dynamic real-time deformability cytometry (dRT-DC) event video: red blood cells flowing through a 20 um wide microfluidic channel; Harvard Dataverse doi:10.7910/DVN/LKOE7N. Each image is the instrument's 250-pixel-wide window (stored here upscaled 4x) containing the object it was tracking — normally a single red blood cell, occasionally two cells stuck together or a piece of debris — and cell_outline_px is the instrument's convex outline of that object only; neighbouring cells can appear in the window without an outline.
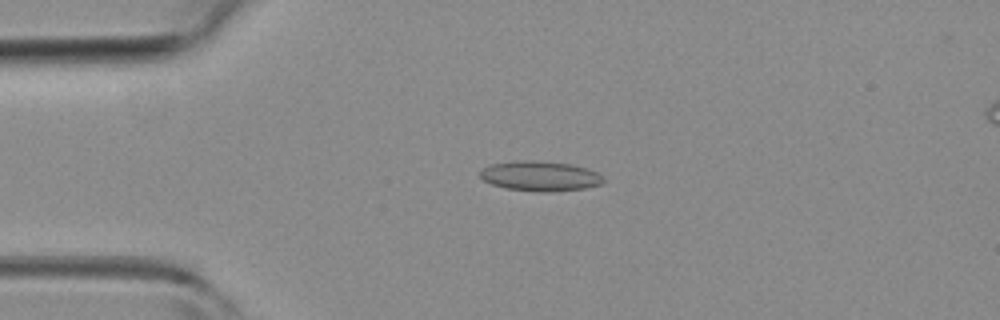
{"species": "common noctule bat (a hibernating species)", "species_latin": "Nyctalus noctula", "temperature_condition": "room temperature", "stored_images_in_passage": 6, "camera_frame_rate_fps": 3000, "um_per_image_px": 0.085, "animal": {"sex": "female", "body_mass_g": 19.3, "forearm_length_mm": 54.1}, "frame": {"image": 1, "passage_image": 4, "time_ms": 3.333, "image_size_px": [1000, 320], "cell_outline_px": [[604, 180], [600, 184], [584, 188], [544, 192], [536, 192], [508, 188], [492, 184], [484, 180], [480, 176], [480, 172], [484, 168], [492, 164], [516, 160], [532, 160], [572, 164], [588, 168], [604, 176]], "centroid_in_image_um": [45.93, 14.95], "position_along_channel_um": 39.1, "area_um2": 21.39}}
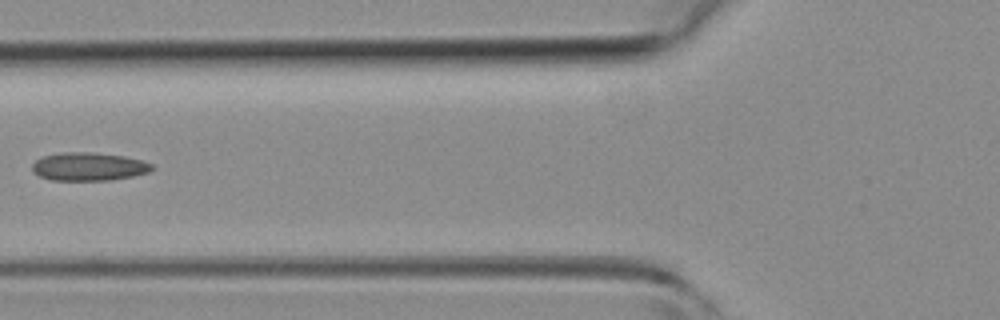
{"frame": {"image": 2, "passage_image": 6, "time_ms": 5.667, "image_size_px": [1000, 320], "cell_outline_px": [[156, 168], [148, 172], [132, 176], [112, 180], [52, 180], [40, 176], [32, 172], [32, 164], [36, 160], [44, 156], [60, 152], [92, 152], [124, 156], [140, 160], [152, 164]], "centroid_in_image_um": [7.54, 14.16], "position_along_channel_um": 118.3, "area_um2": 19.71}}